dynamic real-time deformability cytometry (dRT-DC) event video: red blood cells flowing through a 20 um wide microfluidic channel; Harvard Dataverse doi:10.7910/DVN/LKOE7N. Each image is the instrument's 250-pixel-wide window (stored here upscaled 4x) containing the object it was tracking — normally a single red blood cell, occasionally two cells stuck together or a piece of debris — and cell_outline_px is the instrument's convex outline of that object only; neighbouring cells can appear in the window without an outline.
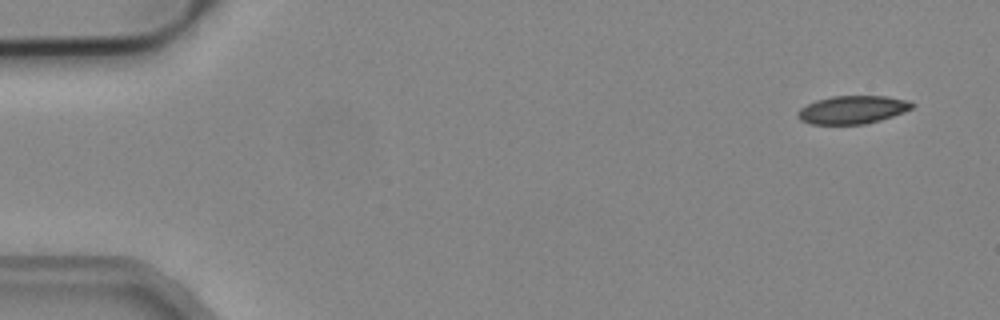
{"species": "common noctule bat (a hibernating species)", "species_latin": "Nyctalus noctula", "temperature_condition": "cold", "stored_images_in_passage": 4, "camera_frame_rate_fps": 3000, "um_per_image_px": 0.085, "animal": {"sex": "male", "body_mass_g": 19.2, "forearm_length_mm": 51.8}, "frame": {"image": 1, "passage_image": 1, "time_ms": 0.0, "image_size_px": [1000, 320], "cell_outline_px": [[916, 104], [912, 108], [904, 112], [880, 120], [864, 124], [812, 124], [800, 120], [796, 116], [796, 112], [800, 108], [816, 100], [832, 96], [884, 96], [908, 100]], "centroid_in_image_um": [72.45, 9.32], "position_along_channel_um": 12.5, "area_um2": 18.73}}
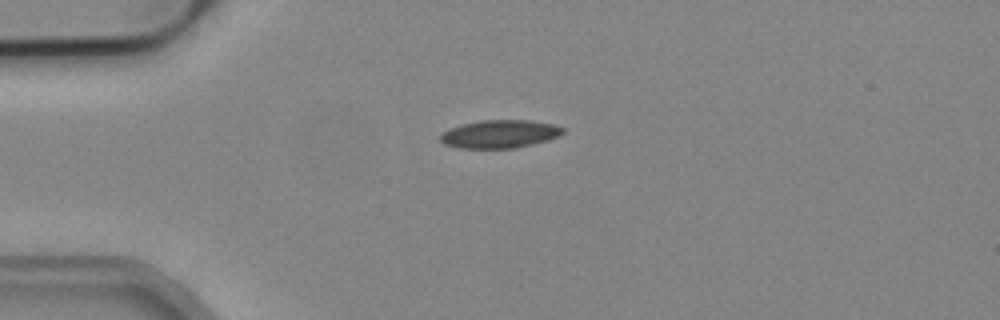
{"frame": {"image": 2, "passage_image": 4, "time_ms": 1.0, "image_size_px": [1000, 320], "cell_outline_px": [[564, 132], [548, 140], [516, 148], [460, 148], [444, 144], [440, 140], [440, 136], [448, 128], [460, 124], [480, 120], [528, 120], [552, 124], [564, 128]], "centroid_in_image_um": [42.44, 11.38], "position_along_channel_um": 42.6, "area_um2": 20.0}}